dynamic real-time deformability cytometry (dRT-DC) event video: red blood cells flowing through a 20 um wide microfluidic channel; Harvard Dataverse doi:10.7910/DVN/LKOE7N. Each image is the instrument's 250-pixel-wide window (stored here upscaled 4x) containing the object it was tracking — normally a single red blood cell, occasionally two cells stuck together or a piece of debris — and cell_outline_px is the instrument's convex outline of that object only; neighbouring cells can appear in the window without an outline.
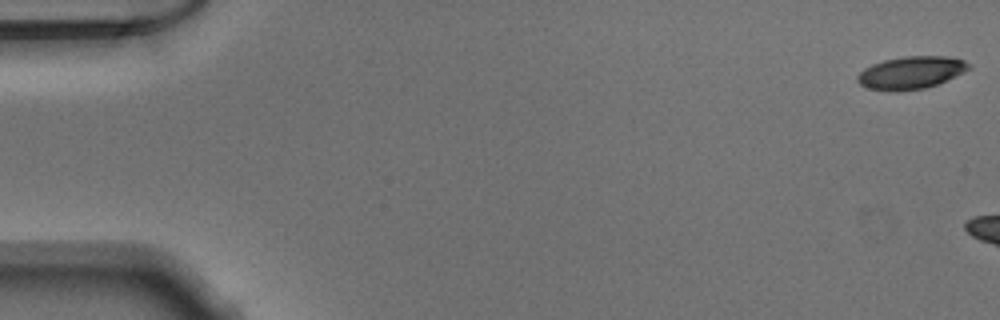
{"species": "Egyptian fruit bat (a non-hibernating species)", "species_latin": "Rousettus aegyptiacus", "temperature_condition": "warm", "stored_images_in_passage": 9, "camera_frame_rate_fps": 3000, "um_per_image_px": 0.085, "animal": {"sex": "male"}, "frame": {"image": 1, "passage_image": 1, "time_ms": 0.0, "image_size_px": [1000, 320], "cell_outline_px": [[972, 68], [964, 72], [936, 84], [924, 88], [896, 92], [892, 92], [868, 88], [860, 84], [856, 80], [856, 76], [864, 68], [872, 64], [884, 60], [904, 56], [944, 56], [964, 60], [972, 64]], "centroid_in_image_um": [77.42, 6.17], "position_along_channel_um": 7.6, "area_um2": 21.21}}